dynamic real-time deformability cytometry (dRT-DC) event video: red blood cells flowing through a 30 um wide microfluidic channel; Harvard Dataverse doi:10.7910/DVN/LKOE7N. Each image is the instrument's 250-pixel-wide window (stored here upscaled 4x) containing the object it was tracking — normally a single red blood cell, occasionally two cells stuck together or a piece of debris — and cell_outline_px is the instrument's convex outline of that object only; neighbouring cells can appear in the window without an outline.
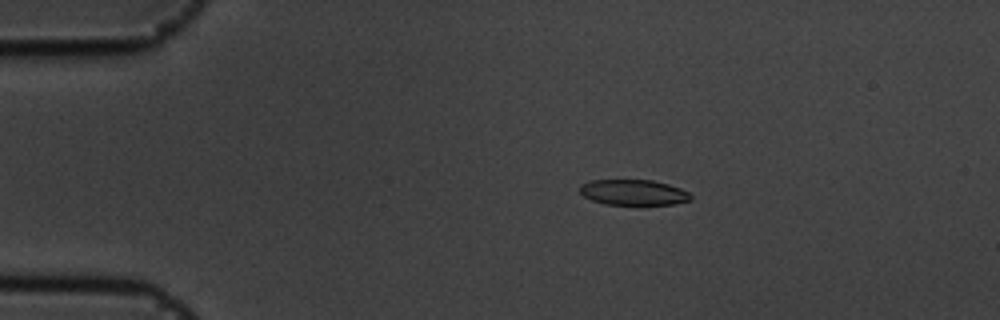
{"species": "common noctule bat (a hibernating species)", "species_latin": "Nyctalus noctula", "temperature_condition": "cold", "stored_images_in_passage": 46, "camera_frame_rate_fps": 3000, "um_per_image_px": 0.085, "animal": {"sex": "male", "body_mass_g": 19.5, "forearm_length_mm": 54.6}, "frame": {"image": 1, "passage_image": 1, "time_ms": 0.0, "image_size_px": [1000, 320], "cell_outline_px": [[692, 200], [676, 204], [640, 208], [604, 204], [592, 200], [584, 196], [580, 192], [580, 184], [592, 180], [652, 180], [668, 184], [680, 188], [688, 192], [692, 196]], "centroid_in_image_um": [53.89, 16.41], "position_along_channel_um": 31.1, "area_um2": 17.51}}
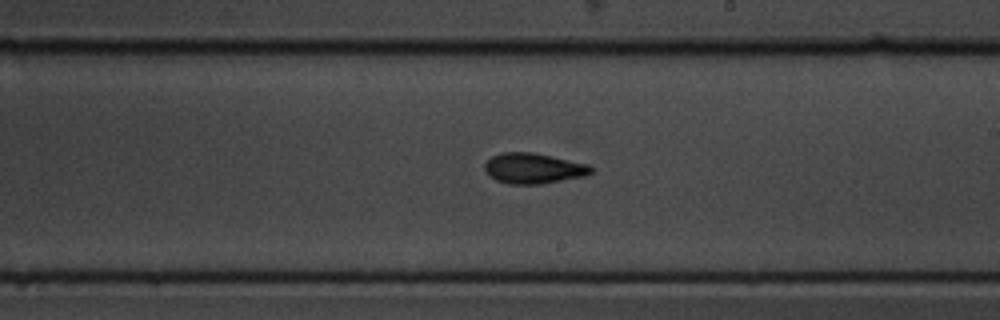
{"frame": {"image": 2, "passage_image": 23, "time_ms": 7.333, "image_size_px": [1000, 320], "cell_outline_px": [[592, 172], [588, 176], [540, 184], [508, 184], [496, 180], [484, 168], [484, 164], [492, 156], [500, 152], [532, 152], [552, 156], [588, 164], [592, 168]], "centroid_in_image_um": [45.37, 14.31], "position_along_channel_um": 243.6, "area_um2": 18.9}}
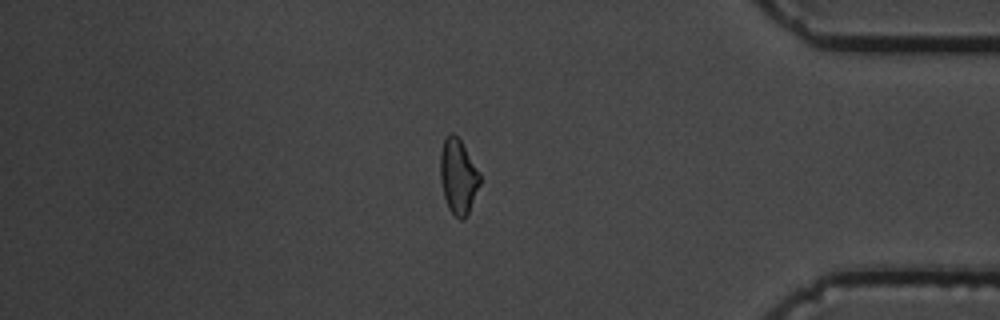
{"frame": {"image": 3, "passage_image": 38, "time_ms": 12.333, "image_size_px": [1000, 320], "cell_outline_px": [[480, 184], [468, 216], [464, 220], [460, 220], [448, 208], [444, 196], [440, 180], [440, 152], [444, 136], [448, 132], [452, 132], [460, 140], [480, 172]], "centroid_in_image_um": [38.94, 15.0], "position_along_channel_um": 396.3, "area_um2": 17.57}, "authors_computed_cell_mechanics": {"area_um2": 18.0914, "velocity_mm_per_s": 3.6109, "shape_relaxation_time_tau1_ms": 3.5689, "shape_relaxation_time_tau2_ms": 3.8541, "deformation_change_tau1": 0.1338, "deformation_change_tau2": 0.1026}}